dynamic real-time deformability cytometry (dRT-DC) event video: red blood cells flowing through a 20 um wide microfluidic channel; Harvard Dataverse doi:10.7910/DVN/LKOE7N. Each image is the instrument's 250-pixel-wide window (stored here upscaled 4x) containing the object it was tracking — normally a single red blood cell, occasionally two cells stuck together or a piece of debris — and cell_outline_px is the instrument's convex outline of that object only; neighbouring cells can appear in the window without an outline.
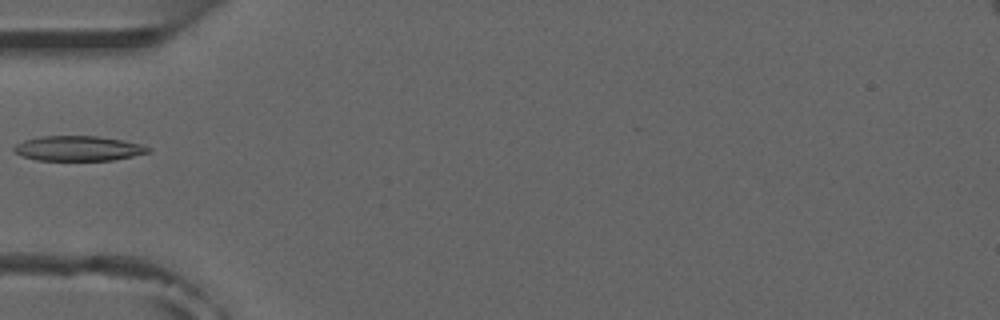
{"species": "common noctule bat (a hibernating species)", "species_latin": "Nyctalus noctula", "temperature_condition": "room temperature", "stored_images_in_passage": 6, "camera_frame_rate_fps": 3000, "um_per_image_px": 0.085, "animal": {"sex": "male", "forearm_length_mm": 52.5}, "frame": {"image": 1, "passage_image": 4, "time_ms": 3.333, "image_size_px": [1000, 320], "cell_outline_px": [[152, 148], [148, 152], [132, 156], [112, 160], [36, 160], [24, 156], [16, 152], [12, 148], [16, 144], [24, 140], [40, 136], [96, 136], [120, 140], [140, 144]], "centroid_in_image_um": [6.63, 12.61], "position_along_channel_um": 78.4, "area_um2": 19.25}}
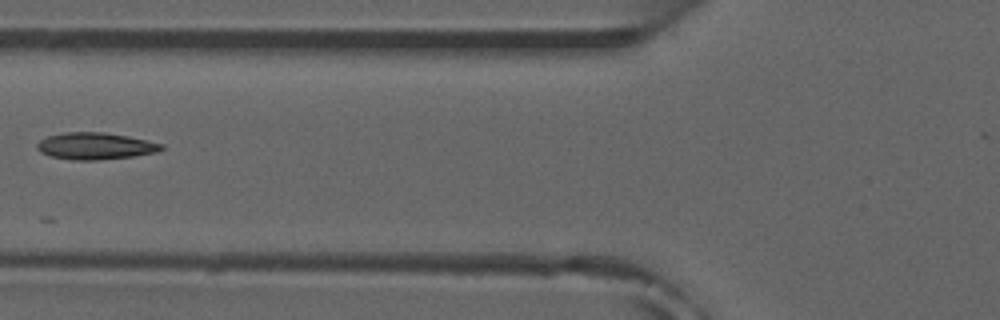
{"frame": {"image": 2, "passage_image": 5, "time_ms": 4.333, "image_size_px": [1000, 320], "cell_outline_px": [[164, 148], [156, 152], [132, 156], [96, 160], [72, 160], [52, 156], [40, 152], [36, 148], [36, 144], [40, 140], [48, 136], [64, 132], [104, 132], [128, 136], [164, 144]], "centroid_in_image_um": [8.08, 12.4], "position_along_channel_um": 117.7, "area_um2": 19.36}}
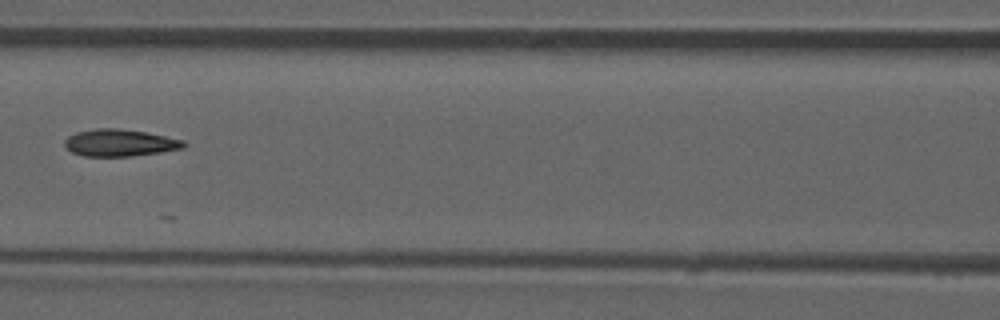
{"frame": {"image": 3, "passage_image": 6, "time_ms": 5.333, "image_size_px": [1000, 320], "cell_outline_px": [[188, 144], [184, 148], [160, 152], [132, 156], [84, 156], [72, 152], [64, 144], [64, 140], [68, 136], [76, 132], [96, 128], [116, 128], [144, 132], [184, 140]], "centroid_in_image_um": [10.18, 12.14], "position_along_channel_um": 156.4, "area_um2": 18.67}}